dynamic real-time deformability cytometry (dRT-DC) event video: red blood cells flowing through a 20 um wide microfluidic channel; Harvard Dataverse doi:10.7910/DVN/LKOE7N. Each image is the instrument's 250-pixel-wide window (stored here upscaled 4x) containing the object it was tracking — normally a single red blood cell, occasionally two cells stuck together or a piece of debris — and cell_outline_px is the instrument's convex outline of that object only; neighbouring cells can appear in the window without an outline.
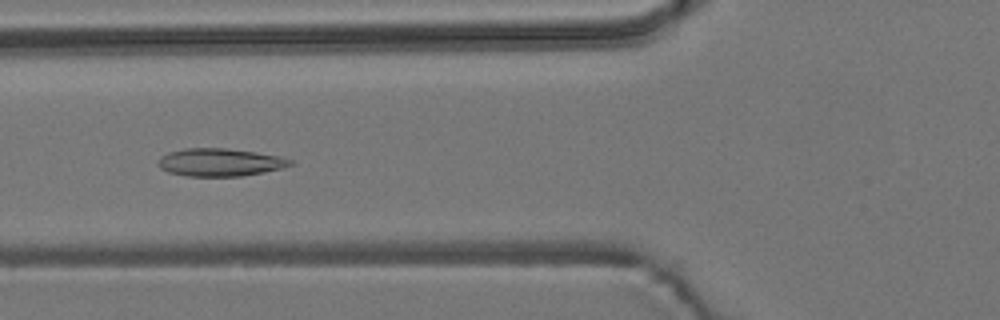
{"species": "common noctule bat (a hibernating species)", "species_latin": "Nyctalus noctula", "temperature_condition": "room temperature", "stored_images_in_passage": 55, "camera_frame_rate_fps": 3000, "um_per_image_px": 0.085, "animal": {"sex": "male", "body_mass_g": 19.2, "forearm_length_mm": 51.8}, "frame": {"image": 1, "passage_image": 21, "time_ms": 6.667, "image_size_px": [1000, 320], "cell_outline_px": [[292, 164], [280, 168], [264, 172], [240, 176], [184, 176], [168, 172], [160, 168], [156, 164], [160, 156], [168, 152], [184, 148], [224, 148], [256, 152], [280, 156], [292, 160]], "centroid_in_image_um": [18.63, 13.79], "position_along_channel_um": 107.2, "area_um2": 21.44}}
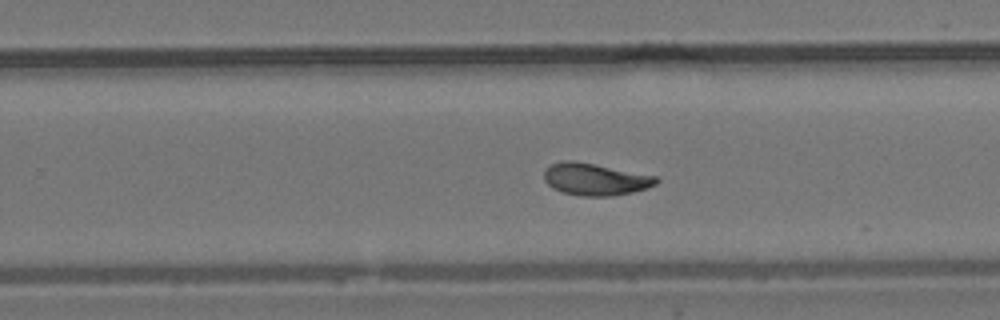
{"frame": {"image": 2, "passage_image": 35, "time_ms": 11.333, "image_size_px": [1000, 320], "cell_outline_px": [[660, 180], [656, 184], [648, 188], [632, 192], [612, 196], [580, 196], [564, 192], [552, 188], [544, 180], [544, 168], [560, 160], [572, 160], [656, 176]], "centroid_in_image_um": [50.57, 15.24], "position_along_channel_um": 279.2, "area_um2": 20.92}}
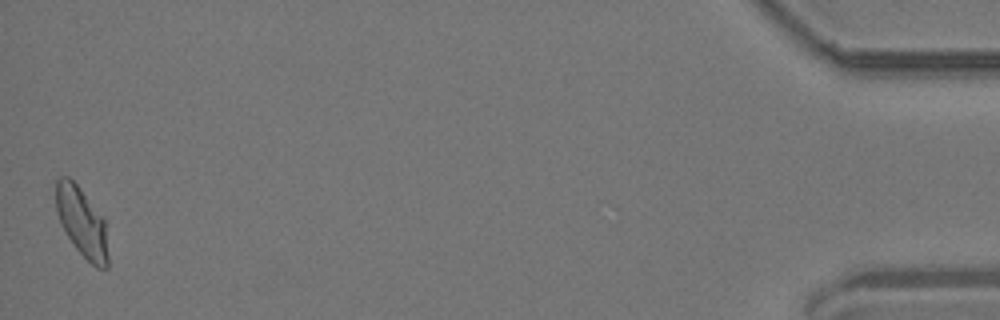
{"frame": {"image": 3, "passage_image": 55, "time_ms": 18.0, "image_size_px": [1000, 320], "cell_outline_px": [[108, 268], [96, 268], [76, 248], [60, 224], [56, 208], [56, 180], [60, 176], [68, 176], [76, 184], [104, 216], [108, 256]], "centroid_in_image_um": [6.96, 18.87], "position_along_channel_um": 428.2, "area_um2": 21.04}, "authors_computed_cell_mechanics": {"area_um2": 21.0392, "velocity_mm_per_s": 3.6873, "shape_relaxation_time_tau1_ms": 5.2558, "shape_relaxation_time_tau2_ms": 1.288, "deformation_change_tau1": 0.1361, "deformation_change_tau2": 0.0394}}